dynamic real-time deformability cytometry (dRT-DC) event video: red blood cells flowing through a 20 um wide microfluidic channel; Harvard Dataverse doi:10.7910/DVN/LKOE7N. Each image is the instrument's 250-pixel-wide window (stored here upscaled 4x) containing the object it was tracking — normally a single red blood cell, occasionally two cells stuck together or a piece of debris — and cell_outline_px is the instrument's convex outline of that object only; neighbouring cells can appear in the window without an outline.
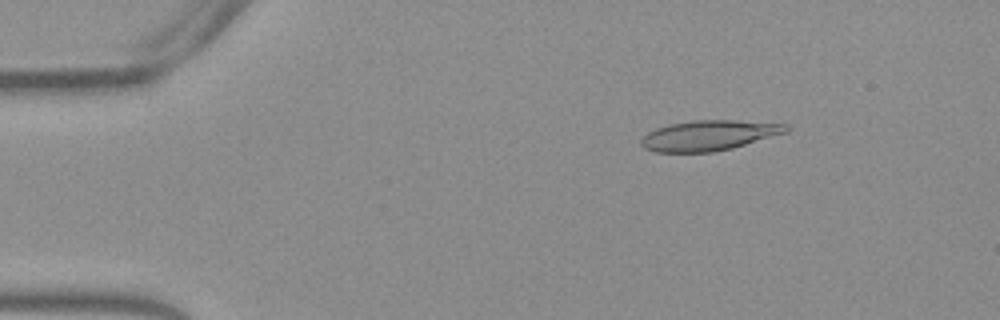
{"species": "Egyptian fruit bat (a non-hibernating species)", "species_latin": "Rousettus aegyptiacus", "temperature_condition": "warm", "stored_images_in_passage": 53, "camera_frame_rate_fps": 3000, "um_per_image_px": 0.085, "frame": {"image": 1, "passage_image": 8, "time_ms": 2.333, "image_size_px": [1000, 320], "cell_outline_px": [[792, 128], [788, 132], [732, 148], [712, 152], [656, 152], [644, 148], [640, 144], [640, 140], [648, 132], [656, 128], [668, 124], [692, 120], [736, 120], [788, 124]], "centroid_in_image_um": [60.28, 11.5], "position_along_channel_um": 24.7, "area_um2": 25.72}}
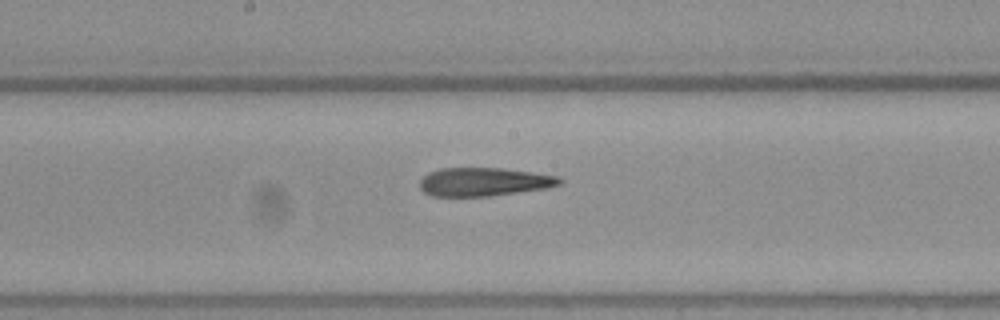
{"frame": {"image": 2, "passage_image": 28, "time_ms": 9.0, "image_size_px": [1000, 320], "cell_outline_px": [[564, 180], [560, 184], [548, 188], [488, 196], [432, 196], [424, 192], [420, 188], [420, 180], [428, 172], [440, 168], [504, 168], [560, 176]], "centroid_in_image_um": [41.15, 15.45], "position_along_channel_um": 207.0, "area_um2": 23.29}}
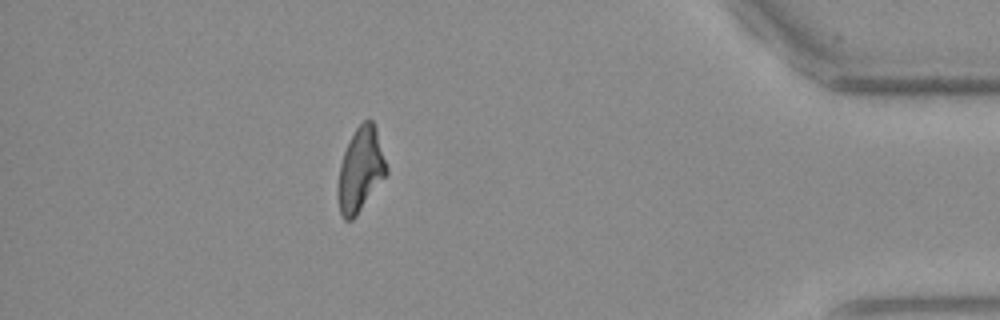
{"frame": {"image": 3, "passage_image": 47, "time_ms": 15.333, "image_size_px": [1000, 320], "cell_outline_px": [[388, 172], [356, 216], [352, 220], [344, 220], [340, 212], [336, 192], [336, 188], [340, 164], [344, 152], [356, 128], [368, 116], [372, 120], [376, 128], [388, 168]], "centroid_in_image_um": [30.63, 14.43], "position_along_channel_um": 404.6, "area_um2": 23.76}, "authors_computed_cell_mechanics": {"area_um2": 24.6228, "velocity_mm_per_s": 3.8437, "shape_relaxation_time_tau1_ms": null, "shape_relaxation_time_tau2_ms": 4.2979, "deformation_change_tau1": null, "deformation_change_tau2": 0.174}}